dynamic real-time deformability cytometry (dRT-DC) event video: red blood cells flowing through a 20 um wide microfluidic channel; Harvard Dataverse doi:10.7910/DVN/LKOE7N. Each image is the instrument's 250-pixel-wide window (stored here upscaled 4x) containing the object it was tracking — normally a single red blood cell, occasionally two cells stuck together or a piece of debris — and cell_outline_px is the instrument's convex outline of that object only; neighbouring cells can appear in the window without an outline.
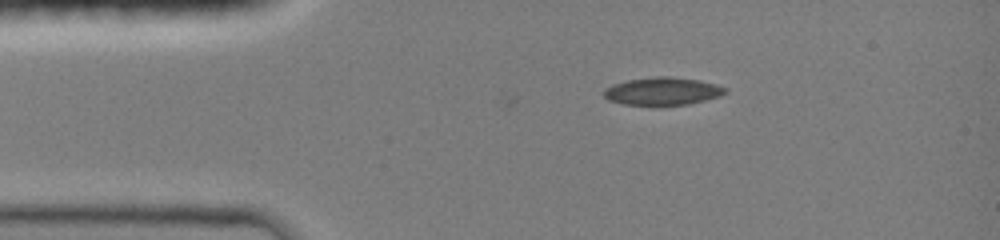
{"species": "common noctule bat (a hibernating species)", "species_latin": "Nyctalus noctula", "temperature_condition": "room temperature", "stored_images_in_passage": 3, "camera_frame_rate_fps": 3000, "um_per_image_px": 0.085, "animal": {"sex": "female", "body_mass_g": 19.0, "forearm_length_mm": 51.5}, "frame": {"image": 1, "passage_image": 1, "time_ms": 0.0, "image_size_px": [1000, 240], "cell_outline_px": [[728, 88], [720, 96], [688, 104], [652, 108], [624, 104], [608, 100], [604, 96], [604, 88], [612, 84], [628, 80], [656, 76], [668, 76], [700, 80], [716, 84]], "centroid_in_image_um": [56.27, 7.79], "position_along_channel_um": 28.7, "area_um2": 20.29}}